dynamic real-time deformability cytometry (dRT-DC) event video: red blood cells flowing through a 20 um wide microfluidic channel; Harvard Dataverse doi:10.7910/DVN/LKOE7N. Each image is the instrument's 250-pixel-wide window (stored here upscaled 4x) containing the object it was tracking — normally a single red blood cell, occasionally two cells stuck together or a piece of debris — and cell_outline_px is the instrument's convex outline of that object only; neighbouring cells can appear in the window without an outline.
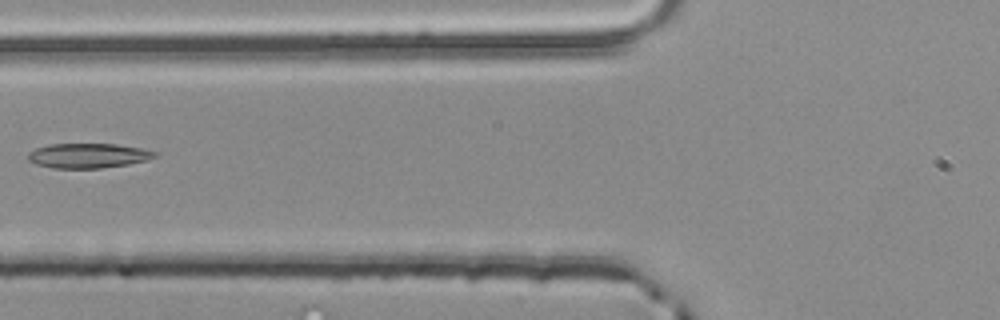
{"species": "common noctule bat (a hibernating species)", "species_latin": "Nyctalus noctula", "temperature_condition": "room temperature", "stored_images_in_passage": 4, "camera_frame_rate_fps": 3000, "um_per_image_px": 0.085, "animal": {"sex": "male", "body_mass_g": 20.4}, "frame": {"image": 1, "passage_image": 4, "time_ms": 1.0, "image_size_px": [1000, 320], "cell_outline_px": [[160, 152], [156, 156], [148, 160], [128, 164], [100, 168], [52, 168], [36, 164], [28, 160], [28, 152], [36, 148], [48, 144], [116, 144], [140, 148]], "centroid_in_image_um": [7.5, 13.23], "position_along_channel_um": 118.3, "area_um2": 18.32}}